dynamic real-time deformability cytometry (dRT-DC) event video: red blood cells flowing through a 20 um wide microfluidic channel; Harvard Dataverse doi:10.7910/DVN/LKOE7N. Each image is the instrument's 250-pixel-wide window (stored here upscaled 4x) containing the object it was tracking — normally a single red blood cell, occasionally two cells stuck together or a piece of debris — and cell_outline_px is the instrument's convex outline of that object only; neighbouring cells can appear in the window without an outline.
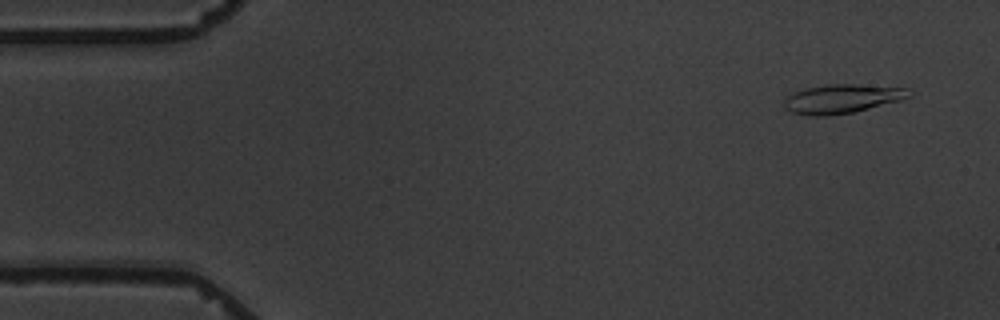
{"species": "common noctule bat (a hibernating species)", "species_latin": "Nyctalus noctula", "temperature_condition": "warm", "stored_images_in_passage": 5, "camera_frame_rate_fps": 3000, "um_per_image_px": 0.085, "animal": {"sex": "male", "body_mass_g": 19.5, "forearm_length_mm": 54.6}, "frame": {"image": 1, "passage_image": 2, "time_ms": 1.0, "image_size_px": [1000, 320], "cell_outline_px": [[912, 96], [900, 100], [852, 112], [828, 116], [808, 116], [792, 112], [784, 108], [784, 100], [792, 92], [804, 88], [828, 84], [856, 84], [908, 88], [912, 92]], "centroid_in_image_um": [71.55, 8.39], "position_along_channel_um": 13.5, "area_um2": 21.15}}
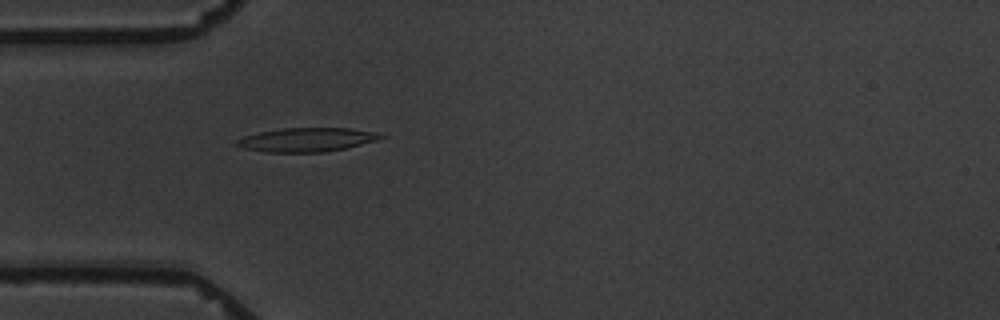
{"frame": {"image": 2, "passage_image": 5, "time_ms": 5.333, "image_size_px": [1000, 320], "cell_outline_px": [[388, 136], [380, 140], [344, 148], [324, 152], [264, 152], [244, 148], [232, 144], [232, 140], [244, 136], [260, 132], [280, 128], [348, 128], [380, 132]], "centroid_in_image_um": [26.08, 11.87], "position_along_channel_um": 58.9, "area_um2": 20.4}}